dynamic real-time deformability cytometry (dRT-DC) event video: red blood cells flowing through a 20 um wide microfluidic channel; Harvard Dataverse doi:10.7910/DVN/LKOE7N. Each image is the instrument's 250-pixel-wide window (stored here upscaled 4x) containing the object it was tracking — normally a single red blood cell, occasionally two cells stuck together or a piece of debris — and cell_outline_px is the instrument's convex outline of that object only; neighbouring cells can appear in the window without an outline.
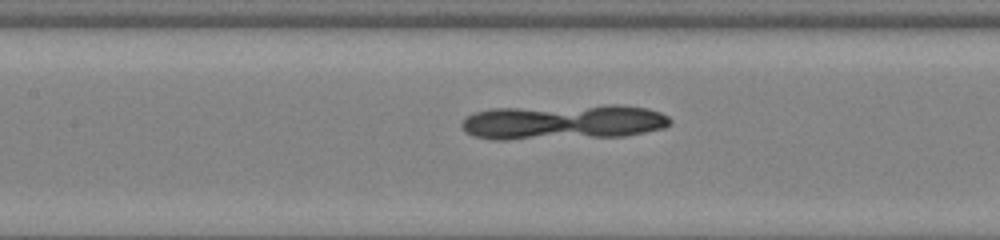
{"species": "common noctule bat (a hibernating species)", "species_latin": "Nyctalus noctula", "temperature_condition": "room temperature", "stored_images_in_passage": 55, "segment_of_instrument_passage": [3, 3], "camera_frame_rate_fps": 3000, "um_per_image_px": 0.085, "animal": {"sex": "female", "body_mass_g": 22.0, "forearm_length_mm": 56.7}, "frame": {"image": 1, "passage_image": 28, "time_ms": 9.0, "image_size_px": [1000, 240], "cell_outline_px": [[668, 124], [652, 128], [632, 132], [520, 136], [488, 136], [472, 132], [464, 124], [472, 116], [484, 112], [596, 108], [636, 108], [652, 112], [664, 116], [668, 120]], "centroid_in_image_um": [47.94, 10.36], "position_along_channel_um": 159.5, "area_um2": 33.06}}
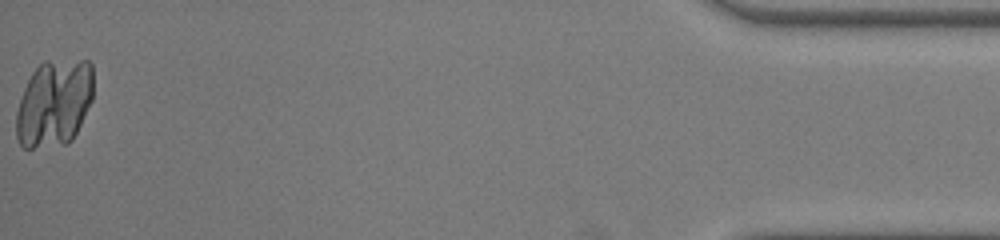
{"frame": {"image": 2, "passage_image": 55, "time_ms": 18.0, "image_size_px": [1000, 240], "cell_outline_px": [[92, 96], [72, 136], [68, 140], [28, 148], [28, 136], [44, 72], [52, 68], [92, 68]], "centroid_in_image_um": [5.11, 8.93], "position_along_channel_um": 430.1, "area_um2": 26.65}}